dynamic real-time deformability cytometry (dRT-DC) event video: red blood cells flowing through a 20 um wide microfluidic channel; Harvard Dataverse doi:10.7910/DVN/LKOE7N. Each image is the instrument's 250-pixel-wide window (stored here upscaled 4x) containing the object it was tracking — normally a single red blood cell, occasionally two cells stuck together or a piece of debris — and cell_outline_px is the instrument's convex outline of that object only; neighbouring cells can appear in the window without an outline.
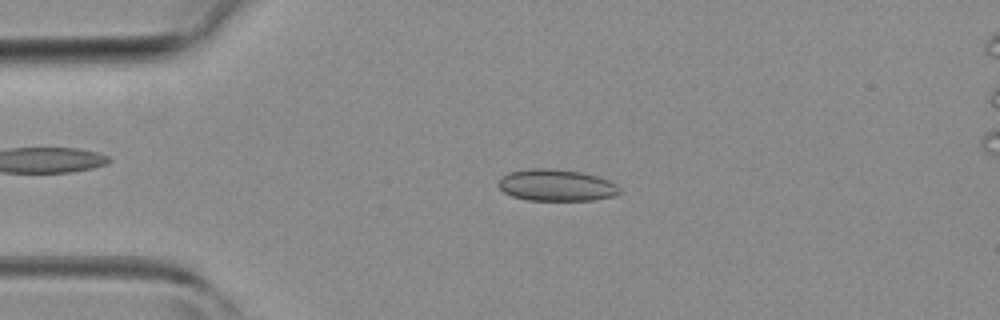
{"species": "common noctule bat (a hibernating species)", "species_latin": "Nyctalus noctula", "temperature_condition": "room temperature", "stored_images_in_passage": 32, "camera_frame_rate_fps": 3000, "um_per_image_px": 0.085, "animal": {"sex": "female", "body_mass_g": 19.3, "forearm_length_mm": 54.1}, "frame": {"image": 1, "passage_image": 8, "time_ms": 2.333, "image_size_px": [1000, 320], "cell_outline_px": [[620, 192], [616, 196], [592, 200], [528, 200], [512, 196], [504, 192], [496, 184], [500, 176], [508, 172], [528, 168], [552, 168], [584, 172], [608, 180], [616, 184], [620, 188]], "centroid_in_image_um": [47.26, 15.73], "position_along_channel_um": 37.7, "area_um2": 22.72}}
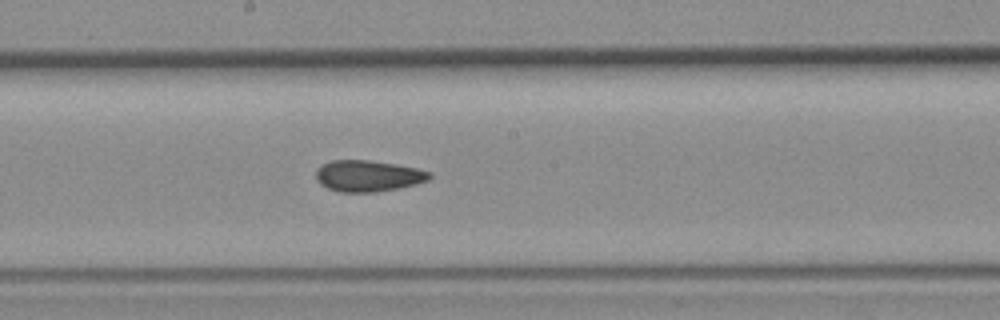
{"frame": {"image": 2, "passage_image": 21, "time_ms": 6.667, "image_size_px": [1000, 320], "cell_outline_px": [[432, 176], [428, 180], [416, 184], [400, 188], [376, 192], [340, 192], [328, 188], [320, 184], [316, 180], [316, 168], [320, 164], [332, 160], [368, 160], [416, 168], [428, 172]], "centroid_in_image_um": [31.23, 14.96], "position_along_channel_um": 217.0, "area_um2": 20.69}}
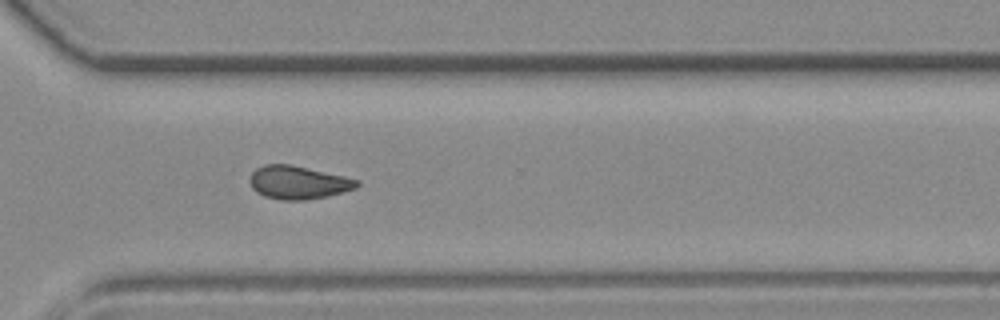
{"frame": {"image": 3, "passage_image": 29, "time_ms": 9.333, "image_size_px": [1000, 320], "cell_outline_px": [[360, 184], [356, 188], [344, 192], [328, 196], [304, 200], [280, 200], [264, 196], [256, 192], [252, 188], [248, 180], [252, 172], [256, 168], [264, 164], [292, 164], [344, 176], [360, 180]], "centroid_in_image_um": [25.34, 15.51], "position_along_channel_um": 345.3, "area_um2": 20.98}}